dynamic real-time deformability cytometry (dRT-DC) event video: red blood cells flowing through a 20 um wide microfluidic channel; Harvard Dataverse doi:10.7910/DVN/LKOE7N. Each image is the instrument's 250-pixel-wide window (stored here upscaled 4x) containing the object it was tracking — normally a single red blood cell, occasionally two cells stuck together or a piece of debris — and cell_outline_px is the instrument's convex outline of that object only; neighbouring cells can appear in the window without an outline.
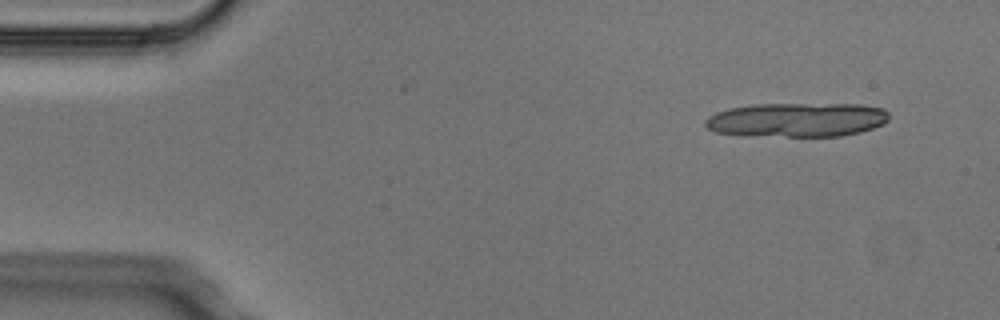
{"species": "Egyptian fruit bat (a non-hibernating species)", "species_latin": "Rousettus aegyptiacus", "temperature_condition": "cold", "stored_images_in_passage": 4, "camera_frame_rate_fps": 3000, "um_per_image_px": 0.085, "animal": {"sex": "male"}, "frame": {"image": 1, "passage_image": 1, "time_ms": 0.0, "image_size_px": [1000, 320], "cell_outline_px": [[888, 120], [884, 124], [860, 132], [840, 136], [788, 136], [716, 132], [708, 128], [704, 124], [704, 120], [708, 116], [716, 112], [728, 108], [752, 104], [860, 104], [884, 108], [888, 112]], "centroid_in_image_um": [67.79, 10.16], "position_along_channel_um": 17.2, "area_um2": 36.41}}